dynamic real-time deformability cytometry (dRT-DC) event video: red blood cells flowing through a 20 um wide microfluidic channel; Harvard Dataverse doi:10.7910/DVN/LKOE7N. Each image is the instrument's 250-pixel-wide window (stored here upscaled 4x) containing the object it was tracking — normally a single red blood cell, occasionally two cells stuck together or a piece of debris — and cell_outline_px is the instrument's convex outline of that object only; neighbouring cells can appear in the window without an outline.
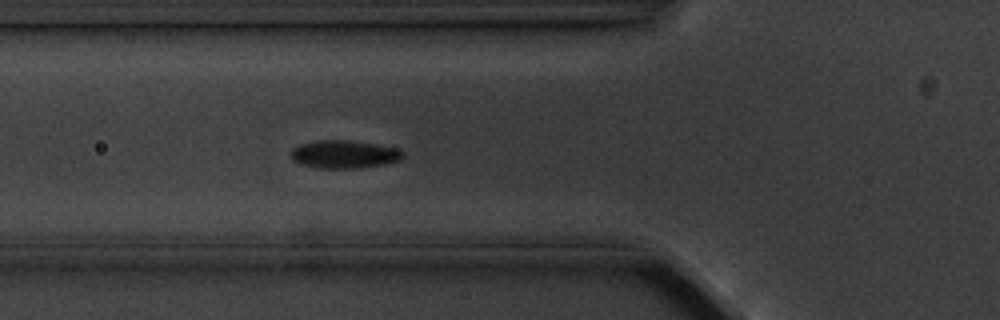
{"species": "common noctule bat (a hibernating species)", "species_latin": "Nyctalus noctula", "temperature_condition": "cold", "stored_images_in_passage": 6, "camera_frame_rate_fps": 3000, "um_per_image_px": 0.085, "animal": {"sex": "male", "body_mass_g": 20.1, "forearm_length_mm": 53.5}, "frame": {"image": 1, "passage_image": 6, "time_ms": 6.667, "image_size_px": [1000, 320], "cell_outline_px": [[404, 156], [400, 160], [384, 164], [360, 168], [316, 168], [300, 164], [292, 160], [292, 148], [300, 144], [316, 140], [348, 140], [376, 144], [396, 148], [404, 152]], "centroid_in_image_um": [29.25, 13.11], "position_along_channel_um": 96.6, "area_um2": 18.32}}